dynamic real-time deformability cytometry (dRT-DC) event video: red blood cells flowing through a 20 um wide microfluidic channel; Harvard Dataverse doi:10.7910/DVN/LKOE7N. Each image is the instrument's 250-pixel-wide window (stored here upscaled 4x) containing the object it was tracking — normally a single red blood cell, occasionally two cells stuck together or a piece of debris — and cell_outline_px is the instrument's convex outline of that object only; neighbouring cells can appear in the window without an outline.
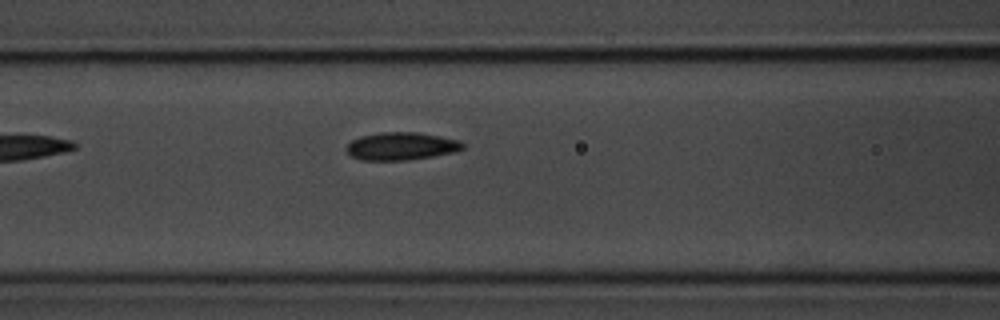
{"species": "common noctule bat (a hibernating species)", "species_latin": "Nyctalus noctula", "temperature_condition": "room temperature", "stored_images_in_passage": 4, "camera_frame_rate_fps": 3000, "um_per_image_px": 0.085, "animal": {"sex": "male", "body_mass_g": 20.1, "forearm_length_mm": 53.5}, "frame": {"image": 1, "passage_image": 4, "time_ms": 4.333, "image_size_px": [1000, 320], "cell_outline_px": [[464, 148], [456, 152], [408, 160], [360, 160], [352, 156], [344, 148], [352, 140], [360, 136], [380, 132], [416, 132], [440, 136], [460, 140], [464, 144]], "centroid_in_image_um": [34.11, 12.42], "position_along_channel_um": 132.5, "area_um2": 18.9}}